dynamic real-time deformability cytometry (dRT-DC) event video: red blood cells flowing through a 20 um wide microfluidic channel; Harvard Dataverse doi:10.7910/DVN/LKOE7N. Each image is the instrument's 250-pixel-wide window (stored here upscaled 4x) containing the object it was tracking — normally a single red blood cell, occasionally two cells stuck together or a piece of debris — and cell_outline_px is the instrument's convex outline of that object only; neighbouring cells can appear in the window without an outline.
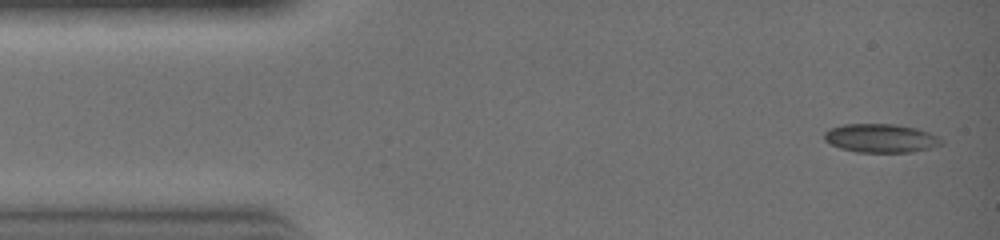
{"species": "common noctule bat (a hibernating species)", "species_latin": "Nyctalus noctula", "temperature_condition": "warm", "stored_images_in_passage": 30, "camera_frame_rate_fps": 3000, "um_per_image_px": 0.085, "animal": {"sex": "female", "body_mass_g": 19.0, "forearm_length_mm": 51.5}, "frame": {"image": 1, "passage_image": 1, "time_ms": 0.0, "image_size_px": [1000, 240], "cell_outline_px": [[944, 144], [932, 148], [912, 152], [856, 152], [840, 148], [824, 140], [824, 132], [832, 128], [844, 124], [896, 124], [916, 128], [928, 132], [944, 140]], "centroid_in_image_um": [74.9, 11.75], "position_along_channel_um": 10.1, "area_um2": 19.59}}
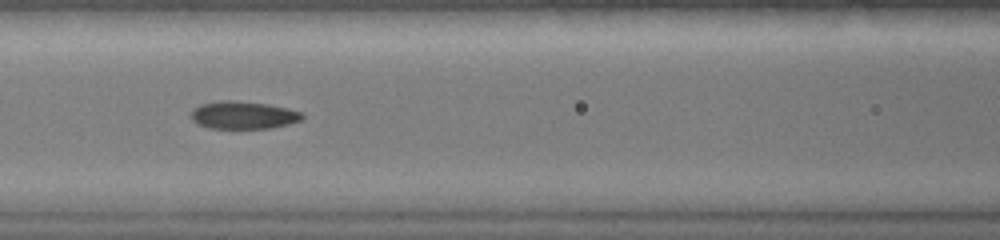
{"frame": {"image": 2, "passage_image": 12, "time_ms": 3.667, "image_size_px": [1000, 240], "cell_outline_px": [[304, 120], [272, 128], [208, 128], [196, 124], [192, 120], [192, 108], [200, 104], [220, 100], [232, 100], [268, 104], [288, 108], [304, 112]], "centroid_in_image_um": [20.7, 9.78], "position_along_channel_um": 145.9, "area_um2": 18.21}}
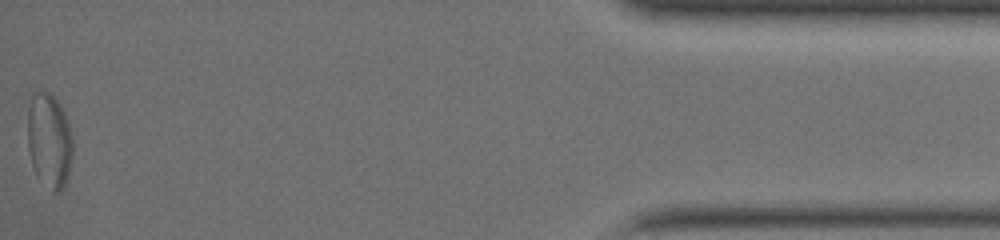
{"frame": {"image": 3, "passage_image": 30, "time_ms": 9.667, "image_size_px": [1000, 240], "cell_outline_px": [[72, 156], [68, 172], [64, 184], [60, 192], [56, 192], [36, 172], [32, 164], [28, 148], [28, 108], [32, 92], [40, 88], [48, 92], [60, 104], [64, 112], [72, 136]], "centroid_in_image_um": [4.17, 11.83], "position_along_channel_um": 431.0, "area_um2": 24.45}}